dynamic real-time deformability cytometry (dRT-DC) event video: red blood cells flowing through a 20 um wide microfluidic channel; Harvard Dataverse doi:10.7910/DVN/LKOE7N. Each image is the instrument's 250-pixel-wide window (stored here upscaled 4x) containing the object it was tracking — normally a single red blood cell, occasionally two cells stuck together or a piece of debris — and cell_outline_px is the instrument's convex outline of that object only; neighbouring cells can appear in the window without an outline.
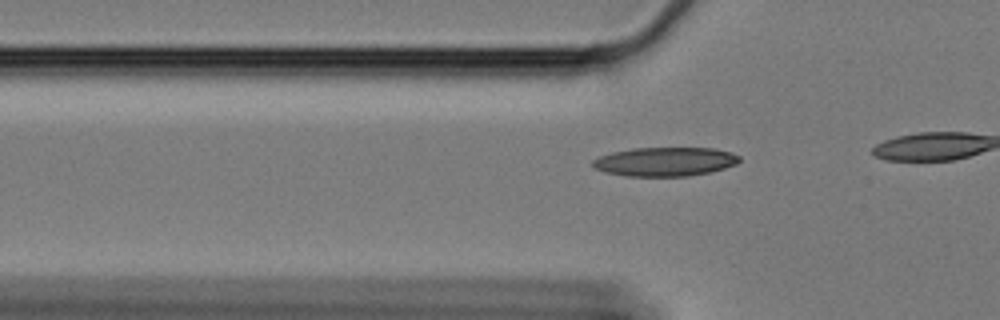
{"species": "Egyptian fruit bat (a non-hibernating species)", "species_latin": "Rousettus aegyptiacus", "temperature_condition": "cold", "stored_images_in_passage": 11, "camera_frame_rate_fps": 3000, "um_per_image_px": 0.085, "animal": {"sex": "female"}, "frame": {"image": 1, "passage_image": 5, "time_ms": 1.333, "image_size_px": [1000, 320], "cell_outline_px": [[740, 160], [736, 164], [712, 172], [688, 176], [624, 176], [604, 172], [592, 168], [592, 160], [600, 156], [612, 152], [632, 148], [716, 148], [732, 152], [740, 156]], "centroid_in_image_um": [56.52, 13.74], "position_along_channel_um": 69.3, "area_um2": 25.03}}
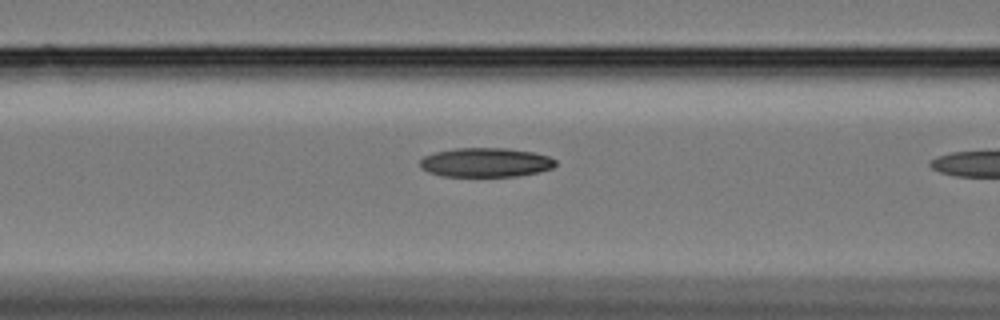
{"frame": {"image": 2, "passage_image": 10, "time_ms": 3.0, "image_size_px": [1000, 320], "cell_outline_px": [[556, 164], [552, 168], [536, 172], [516, 176], [440, 176], [428, 172], [420, 168], [420, 160], [424, 156], [436, 152], [456, 148], [508, 148], [532, 152], [548, 156], [556, 160]], "centroid_in_image_um": [41.25, 13.8], "position_along_channel_um": 125.3, "area_um2": 23.0}}